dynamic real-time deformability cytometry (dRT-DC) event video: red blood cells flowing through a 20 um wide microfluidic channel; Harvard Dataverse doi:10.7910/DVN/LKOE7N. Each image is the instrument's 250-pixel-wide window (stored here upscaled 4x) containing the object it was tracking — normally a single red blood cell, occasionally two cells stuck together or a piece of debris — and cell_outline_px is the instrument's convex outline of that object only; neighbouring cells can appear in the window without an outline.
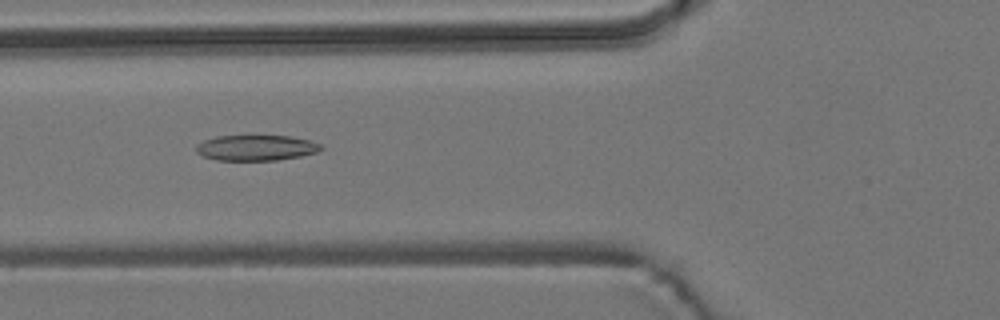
{"species": "common noctule bat (a hibernating species)", "species_latin": "Nyctalus noctula", "temperature_condition": "room temperature", "stored_images_in_passage": 7, "camera_frame_rate_fps": 3000, "um_per_image_px": 0.085, "animal": {"sex": "male", "body_mass_g": 19.2, "forearm_length_mm": 51.8}, "frame": {"image": 1, "passage_image": 6, "time_ms": 1.667, "image_size_px": [1000, 320], "cell_outline_px": [[324, 148], [316, 152], [300, 156], [276, 160], [216, 160], [204, 156], [196, 152], [196, 144], [204, 140], [216, 136], [292, 136], [312, 140], [320, 144]], "centroid_in_image_um": [21.78, 12.55], "position_along_channel_um": 104.0, "area_um2": 18.61}}
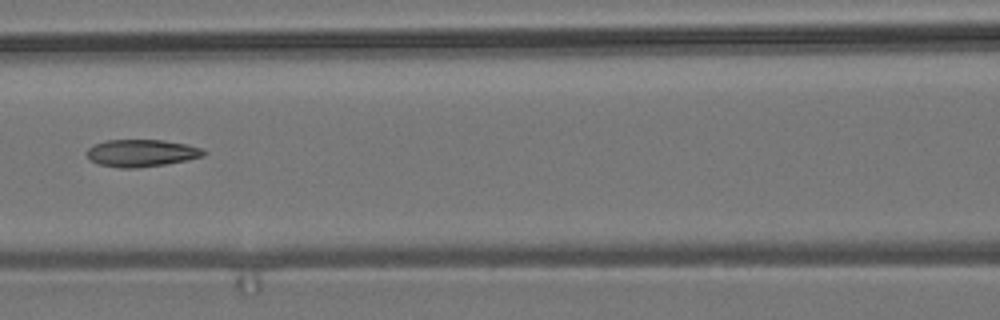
{"frame": {"image": 2, "passage_image": 7, "time_ms": 2.0, "image_size_px": [1000, 320], "cell_outline_px": [[208, 152], [204, 156], [188, 160], [164, 164], [136, 168], [120, 168], [96, 164], [88, 160], [88, 148], [96, 144], [108, 140], [164, 140], [204, 148]], "centroid_in_image_um": [12.05, 13.02], "position_along_channel_um": 154.6, "area_um2": 18.61}}